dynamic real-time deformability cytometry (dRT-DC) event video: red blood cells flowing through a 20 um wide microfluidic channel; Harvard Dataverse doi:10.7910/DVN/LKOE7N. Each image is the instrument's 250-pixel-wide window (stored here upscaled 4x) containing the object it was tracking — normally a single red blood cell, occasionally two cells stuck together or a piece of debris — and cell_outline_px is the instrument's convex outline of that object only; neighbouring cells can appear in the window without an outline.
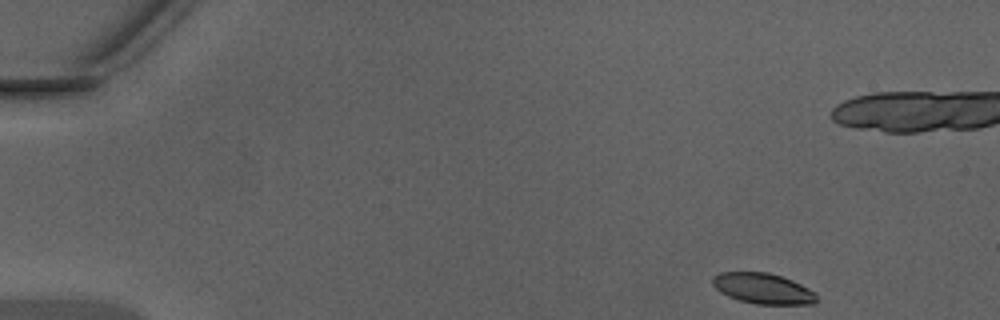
{"species": "Egyptian fruit bat (a non-hibernating species)", "species_latin": "Rousettus aegyptiacus", "temperature_condition": "warm", "stored_images_in_passage": 44, "camera_frame_rate_fps": 3000, "um_per_image_px": 0.085, "animal": {"sex": "male"}, "frame": {"image": 1, "passage_image": 1, "time_ms": 0.0, "image_size_px": [1000, 320], "cell_outline_px": [[816, 304], [756, 304], [740, 300], [728, 296], [720, 292], [712, 284], [712, 276], [720, 272], [768, 272], [792, 280], [816, 292]], "centroid_in_image_um": [64.84, 24.52], "position_along_channel_um": 20.2, "area_um2": 18.55}}
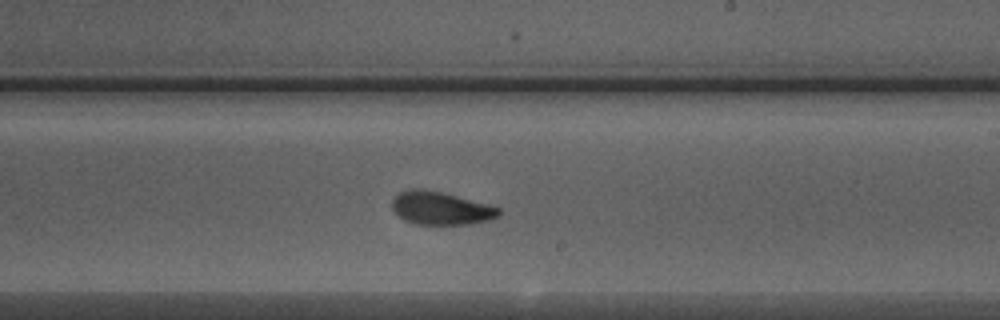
{"frame": {"image": 2, "passage_image": 25, "time_ms": 8.0, "image_size_px": [1000, 320], "cell_outline_px": [[500, 216], [488, 220], [468, 224], [416, 224], [404, 220], [392, 208], [392, 200], [400, 192], [408, 188], [424, 188], [492, 204], [500, 208]], "centroid_in_image_um": [37.49, 17.68], "position_along_channel_um": 251.5, "area_um2": 20.69}}
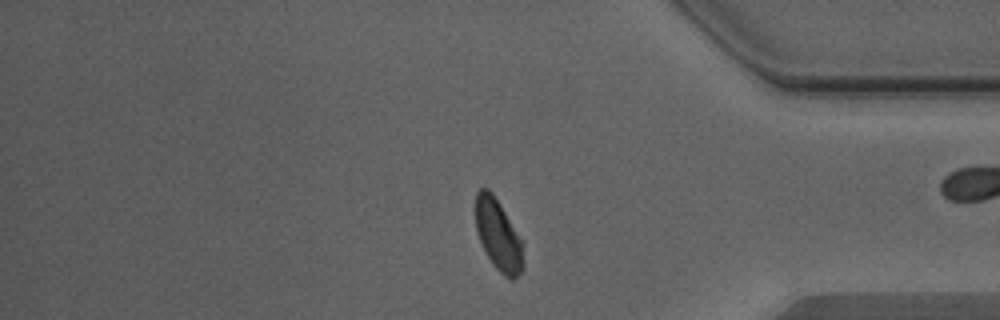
{"frame": {"image": 3, "passage_image": 36, "time_ms": 11.667, "image_size_px": [1000, 320], "cell_outline_px": [[524, 268], [512, 280], [504, 276], [496, 268], [488, 256], [480, 240], [476, 228], [476, 192], [480, 188], [488, 188], [492, 192], [524, 240]], "centroid_in_image_um": [42.41, 19.98], "position_along_channel_um": 392.8, "area_um2": 20.0}, "authors_computed_cell_mechanics": {"area_um2": 20.2878, "velocity_mm_per_s": 4.3478, "shape_relaxation_time_tau1_ms": 2.8122, "shape_relaxation_time_tau2_ms": 1.688, "deformation_change_tau1": 0.1275, "deformation_change_tau2": 0.072}}